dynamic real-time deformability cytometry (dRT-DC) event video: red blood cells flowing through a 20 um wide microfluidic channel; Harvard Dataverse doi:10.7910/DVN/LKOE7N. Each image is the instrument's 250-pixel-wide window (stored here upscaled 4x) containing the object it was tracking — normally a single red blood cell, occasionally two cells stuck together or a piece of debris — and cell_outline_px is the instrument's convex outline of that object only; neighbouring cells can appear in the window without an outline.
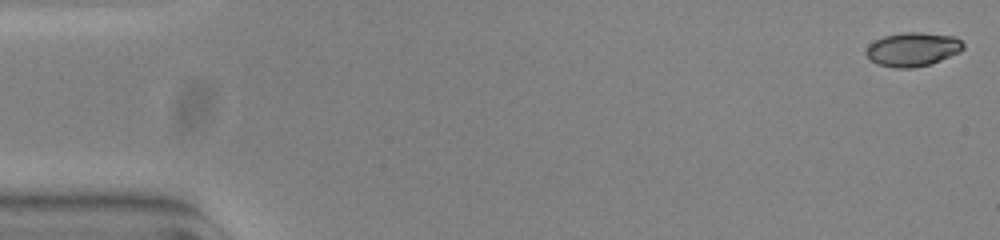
{"species": "common noctule bat (a hibernating species)", "species_latin": "Nyctalus noctula", "temperature_condition": "warm", "stored_images_in_passage": 54, "camera_frame_rate_fps": 3000, "um_per_image_px": 0.085, "animal": {"sex": "female", "body_mass_g": 23.0, "forearm_length_mm": 53.4}, "frame": {"image": 1, "passage_image": 1, "time_ms": 0.0, "image_size_px": [1000, 240], "cell_outline_px": [[964, 48], [960, 52], [940, 60], [928, 64], [912, 68], [896, 68], [876, 64], [864, 52], [868, 44], [884, 36], [908, 32], [920, 32], [956, 36], [964, 44]], "centroid_in_image_um": [77.58, 4.19], "position_along_channel_um": 7.4, "area_um2": 19.13}}
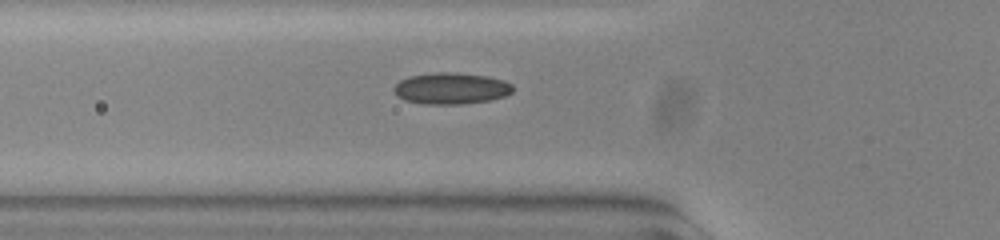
{"frame": {"image": 2, "passage_image": 19, "time_ms": 6.0, "image_size_px": [1000, 240], "cell_outline_px": [[512, 92], [504, 96], [492, 100], [464, 104], [424, 104], [404, 100], [396, 96], [392, 88], [400, 80], [408, 76], [432, 72], [452, 72], [488, 76], [504, 80], [512, 84]], "centroid_in_image_um": [38.32, 7.51], "position_along_channel_um": 87.5, "area_um2": 22.08}}
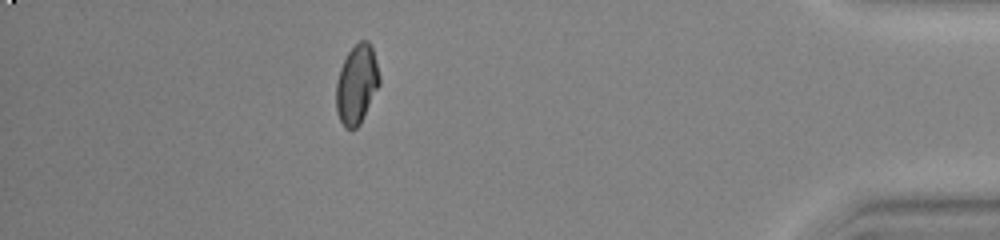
{"frame": {"image": 3, "passage_image": 48, "time_ms": 15.667, "image_size_px": [1000, 240], "cell_outline_px": [[380, 84], [360, 124], [352, 132], [344, 128], [336, 112], [336, 84], [340, 68], [348, 52], [360, 40], [368, 40], [372, 44], [380, 76]], "centroid_in_image_um": [30.32, 7.19], "position_along_channel_um": 404.9, "area_um2": 20.23}, "authors_computed_cell_mechanics": {"area_um2": 19.9988, "velocity_mm_per_s": 3.8011, "shape_relaxation_time_tau1_ms": null, "shape_relaxation_time_tau2_ms": 1.5344, "deformation_change_tau1": null, "deformation_change_tau2": 0.0498}}